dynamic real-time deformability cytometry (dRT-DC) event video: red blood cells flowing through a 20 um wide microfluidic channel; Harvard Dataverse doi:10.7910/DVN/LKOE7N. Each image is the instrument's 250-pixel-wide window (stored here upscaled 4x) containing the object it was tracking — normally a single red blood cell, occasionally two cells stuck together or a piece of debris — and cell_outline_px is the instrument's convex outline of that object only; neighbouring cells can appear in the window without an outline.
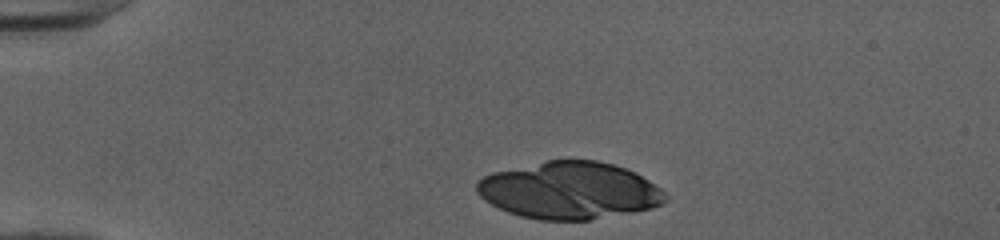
{"species": "human", "species_latin": "Homo sapiens", "temperature_condition": "cold", "stored_images_in_passage": 11, "camera_frame_rate_fps": 3000, "um_per_image_px": 0.085, "donor": {"sex": "female"}, "frame": {"image": 1, "passage_image": 1, "time_ms": 0.0, "image_size_px": [1000, 240], "cell_outline_px": [[668, 200], [652, 208], [632, 212], [588, 220], [540, 220], [520, 216], [508, 212], [484, 200], [476, 192], [476, 184], [484, 176], [492, 172], [548, 160], [596, 160], [612, 164], [636, 172], [660, 188], [668, 196]], "centroid_in_image_um": [48.4, 16.19], "position_along_channel_um": 36.6, "area_um2": 62.71}}